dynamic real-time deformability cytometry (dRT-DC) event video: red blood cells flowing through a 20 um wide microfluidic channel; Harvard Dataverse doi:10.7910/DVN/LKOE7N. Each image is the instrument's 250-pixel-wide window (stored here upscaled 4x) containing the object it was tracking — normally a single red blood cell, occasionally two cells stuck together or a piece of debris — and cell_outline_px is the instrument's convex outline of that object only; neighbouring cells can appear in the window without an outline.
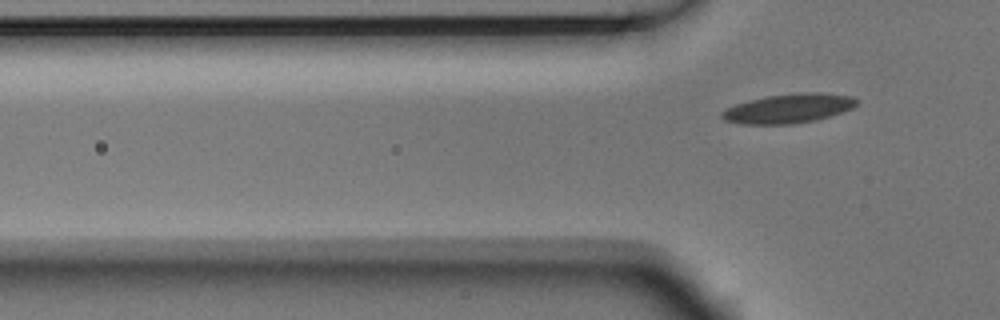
{"species": "Egyptian fruit bat (a non-hibernating species)", "species_latin": "Rousettus aegyptiacus", "temperature_condition": "room temperature", "stored_images_in_passage": 7, "segment_of_instrument_passage": [2, 2], "camera_frame_rate_fps": 3000, "um_per_image_px": 0.085, "animal": {"sex": "male"}, "frame": {"image": 1, "passage_image": 7, "time_ms": 2.0, "image_size_px": [1000, 320], "cell_outline_px": [[860, 100], [852, 108], [828, 116], [812, 120], [792, 124], [740, 124], [724, 120], [720, 116], [720, 112], [736, 104], [748, 100], [764, 96], [800, 92], [820, 92], [852, 96]], "centroid_in_image_um": [67.0, 9.2], "position_along_channel_um": 58.8, "area_um2": 23.0}}